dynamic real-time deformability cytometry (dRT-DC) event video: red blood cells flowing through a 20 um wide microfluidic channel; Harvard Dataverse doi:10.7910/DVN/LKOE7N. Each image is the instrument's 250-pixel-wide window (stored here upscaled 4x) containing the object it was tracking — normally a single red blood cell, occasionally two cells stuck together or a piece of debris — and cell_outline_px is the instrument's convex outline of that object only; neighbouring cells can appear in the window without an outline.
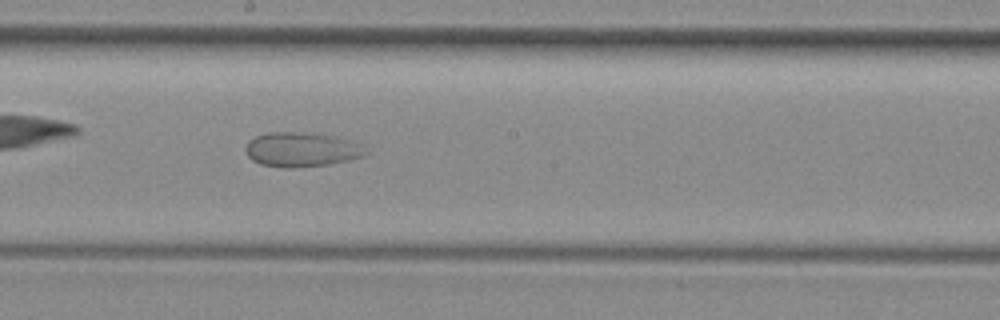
{"species": "common noctule bat (a hibernating species)", "species_latin": "Nyctalus noctula", "temperature_condition": "room temperature", "stored_images_in_passage": 38, "camera_frame_rate_fps": 3000, "um_per_image_px": 0.085, "animal": {"sex": "female", "body_mass_g": 29.2, "forearm_length_mm": 56.3}, "frame": {"image": 1, "passage_image": 14, "time_ms": 4.333, "image_size_px": [1000, 320], "cell_outline_px": [[368, 152], [364, 156], [328, 164], [296, 168], [280, 168], [260, 164], [252, 160], [248, 156], [244, 148], [248, 140], [256, 136], [268, 132], [300, 132], [336, 136], [360, 144]], "centroid_in_image_um": [25.58, 12.71], "position_along_channel_um": 222.6, "area_um2": 24.22}}
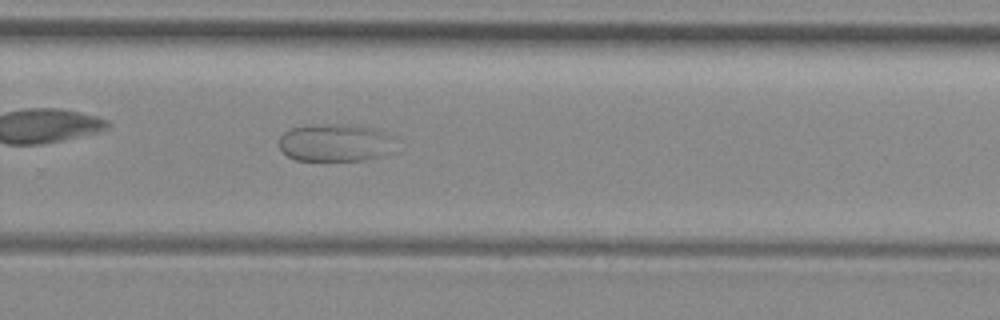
{"frame": {"image": 2, "passage_image": 20, "time_ms": 6.333, "image_size_px": [1000, 320], "cell_outline_px": [[400, 152], [384, 156], [364, 160], [296, 160], [288, 156], [280, 148], [280, 136], [284, 132], [292, 128], [312, 124], [372, 128], [384, 132], [392, 136]], "centroid_in_image_um": [28.59, 12.17], "position_along_channel_um": 301.2, "area_um2": 25.61}}
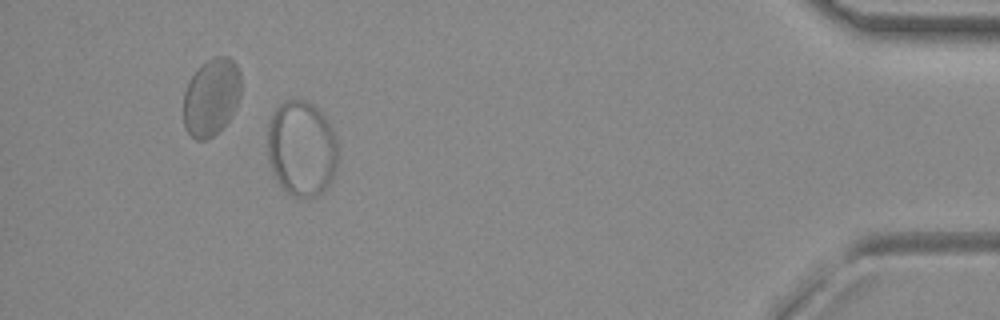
{"frame": {"image": 3, "passage_image": 33, "time_ms": 10.667, "image_size_px": [1000, 320], "cell_outline_px": [[336, 172], [324, 192], [304, 200], [292, 196], [284, 192], [272, 172], [268, 160], [268, 124], [272, 112], [280, 104], [288, 100], [304, 100], [312, 104], [324, 116], [332, 128], [336, 140]], "centroid_in_image_um": [25.61, 12.67], "position_along_channel_um": 409.6, "area_um2": 39.59}}